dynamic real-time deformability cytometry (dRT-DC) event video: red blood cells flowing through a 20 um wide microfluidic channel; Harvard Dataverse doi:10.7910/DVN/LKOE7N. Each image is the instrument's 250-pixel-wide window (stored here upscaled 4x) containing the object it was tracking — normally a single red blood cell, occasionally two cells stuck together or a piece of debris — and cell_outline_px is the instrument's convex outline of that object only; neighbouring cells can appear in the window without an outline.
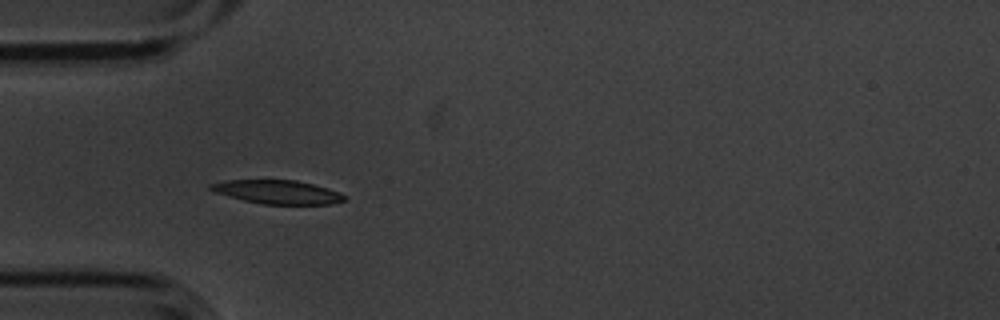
{"species": "common noctule bat (a hibernating species)", "species_latin": "Nyctalus noctula", "temperature_condition": "cold", "stored_images_in_passage": 5, "camera_frame_rate_fps": 3000, "um_per_image_px": 0.085, "animal": {"sex": "male", "body_mass_g": 20.1, "forearm_length_mm": 53.5}, "frame": {"image": 1, "passage_image": 4, "time_ms": 1.0, "image_size_px": [1000, 320], "cell_outline_px": [[344, 200], [332, 204], [260, 204], [228, 196], [216, 192], [208, 188], [208, 184], [224, 180], [296, 180], [328, 188], [340, 192], [344, 196]], "centroid_in_image_um": [23.56, 16.31], "position_along_channel_um": 61.4, "area_um2": 18.38}}
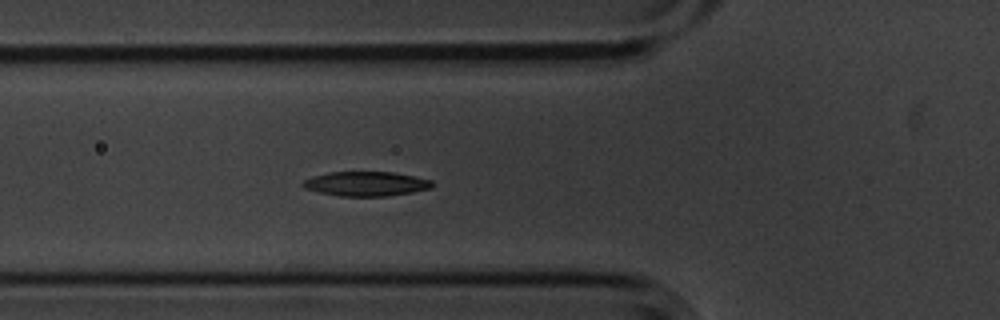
{"frame": {"image": 2, "passage_image": 5, "time_ms": 1.333, "image_size_px": [1000, 320], "cell_outline_px": [[432, 188], [412, 192], [388, 196], [340, 196], [320, 192], [304, 188], [300, 184], [304, 180], [312, 176], [328, 172], [392, 172], [416, 176], [432, 180]], "centroid_in_image_um": [31.11, 15.62], "position_along_channel_um": 94.7, "area_um2": 18.5}}